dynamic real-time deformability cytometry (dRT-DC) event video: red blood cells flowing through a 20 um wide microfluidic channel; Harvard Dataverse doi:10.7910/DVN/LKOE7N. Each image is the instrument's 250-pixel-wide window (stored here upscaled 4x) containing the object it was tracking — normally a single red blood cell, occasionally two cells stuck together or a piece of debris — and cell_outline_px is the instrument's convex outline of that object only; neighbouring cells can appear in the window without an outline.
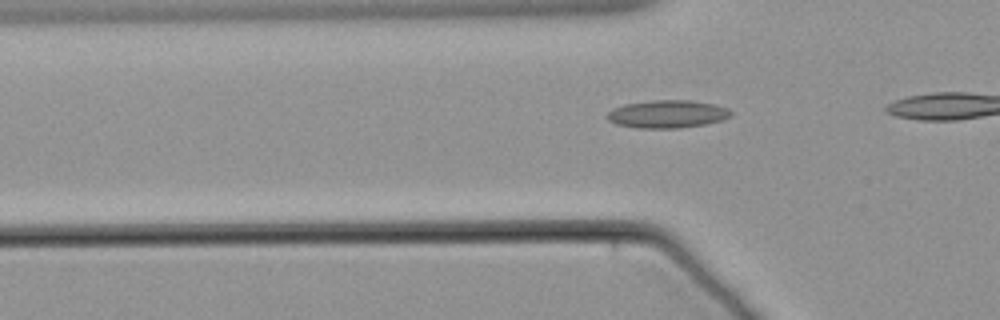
{"species": "common noctule bat (a hibernating species)", "species_latin": "Nyctalus noctula", "temperature_condition": "warm", "stored_images_in_passage": 39, "camera_frame_rate_fps": 3000, "um_per_image_px": 0.085, "animal": {"sex": "male", "body_mass_g": 21.5, "forearm_length_mm": 52.0}, "frame": {"image": 1, "passage_image": 11, "time_ms": 3.333, "image_size_px": [1000, 320], "cell_outline_px": [[732, 116], [720, 120], [704, 124], [676, 128], [640, 128], [616, 124], [608, 120], [604, 116], [612, 108], [624, 104], [652, 100], [688, 100], [712, 104], [728, 108], [732, 112]], "centroid_in_image_um": [56.68, 9.69], "position_along_channel_um": 69.1, "area_um2": 20.0}}
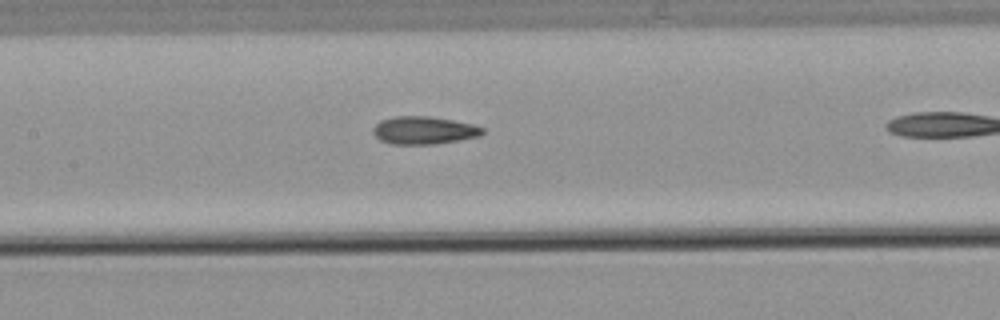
{"frame": {"image": 2, "passage_image": 20, "time_ms": 6.333, "image_size_px": [1000, 320], "cell_outline_px": [[484, 132], [480, 136], [436, 144], [392, 144], [380, 140], [372, 132], [372, 128], [380, 120], [396, 116], [428, 116], [452, 120], [472, 124], [484, 128]], "centroid_in_image_um": [36.01, 11.08], "position_along_channel_um": 171.4, "area_um2": 17.69}}
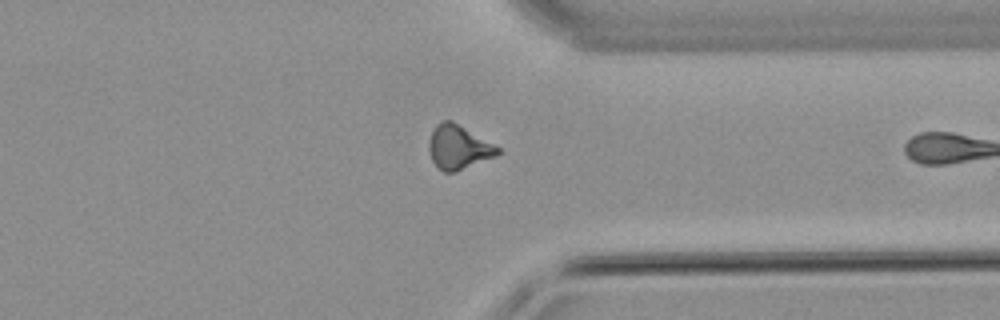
{"frame": {"image": 3, "passage_image": 38, "time_ms": 12.333, "image_size_px": [1000, 320], "cell_outline_px": [[500, 152], [496, 156], [456, 172], [444, 172], [436, 168], [432, 160], [428, 148], [428, 144], [432, 132], [436, 124], [444, 120], [452, 120], [500, 148]], "centroid_in_image_um": [38.95, 12.53], "position_along_channel_um": 372.5, "area_um2": 17.63}}